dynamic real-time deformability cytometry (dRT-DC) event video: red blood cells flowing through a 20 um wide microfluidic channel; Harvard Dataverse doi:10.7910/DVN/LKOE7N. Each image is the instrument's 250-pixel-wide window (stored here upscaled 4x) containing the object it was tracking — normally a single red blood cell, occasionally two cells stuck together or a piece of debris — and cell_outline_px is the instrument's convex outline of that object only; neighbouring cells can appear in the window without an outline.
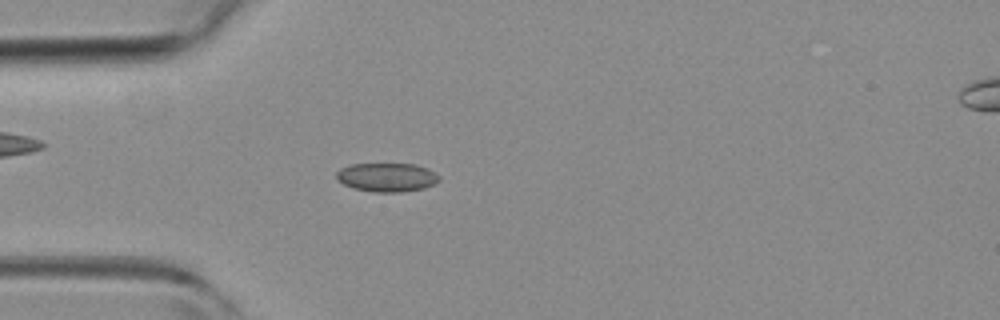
{"species": "common noctule bat (a hibernating species)", "species_latin": "Nyctalus noctula", "temperature_condition": "room temperature", "stored_images_in_passage": 2, "camera_frame_rate_fps": 3000, "um_per_image_px": 0.085, "animal": {"sex": "female", "body_mass_g": 19.3, "forearm_length_mm": 54.1}, "frame": {"image": 1, "passage_image": 1, "time_ms": 0.0, "image_size_px": [1000, 320], "cell_outline_px": [[440, 180], [424, 188], [400, 192], [372, 192], [352, 188], [336, 180], [336, 172], [340, 168], [352, 164], [416, 164], [428, 168], [440, 176]], "centroid_in_image_um": [32.86, 15.07], "position_along_channel_um": 52.1, "area_um2": 17.34}}